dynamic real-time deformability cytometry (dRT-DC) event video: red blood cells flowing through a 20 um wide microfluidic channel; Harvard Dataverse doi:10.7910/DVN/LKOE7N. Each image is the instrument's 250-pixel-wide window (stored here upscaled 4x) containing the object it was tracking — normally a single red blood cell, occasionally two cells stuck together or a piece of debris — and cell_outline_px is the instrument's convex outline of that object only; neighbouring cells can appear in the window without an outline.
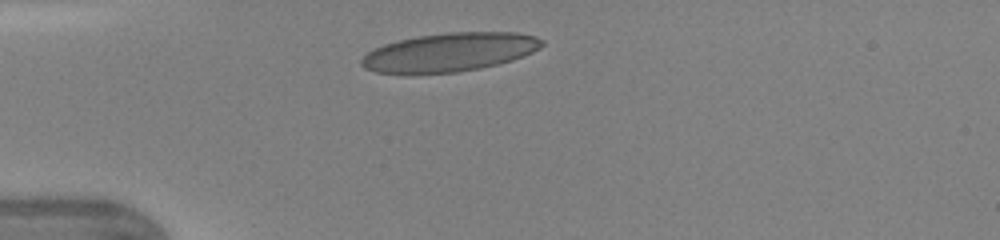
{"species": "human", "species_latin": "Homo sapiens", "temperature_condition": "warm", "stored_images_in_passage": 29, "camera_frame_rate_fps": 3000, "um_per_image_px": 0.085, "donor": {"sex": "female"}, "frame": {"image": 1, "passage_image": 1, "time_ms": 0.0, "image_size_px": [1000, 240], "cell_outline_px": [[544, 44], [540, 48], [532, 52], [512, 60], [480, 68], [456, 72], [376, 72], [364, 68], [360, 64], [360, 60], [368, 52], [384, 44], [400, 40], [420, 36], [448, 32], [516, 32], [536, 36], [544, 40]], "centroid_in_image_um": [38.26, 4.42], "position_along_channel_um": 46.7, "area_um2": 40.0}}
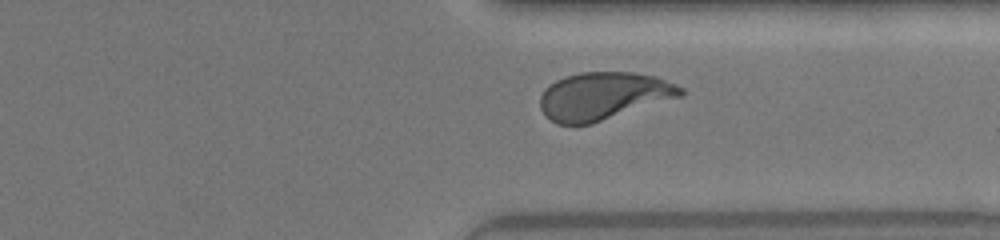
{"frame": {"image": 2, "passage_image": 24, "time_ms": 7.667, "image_size_px": [1000, 240], "cell_outline_px": [[684, 92], [680, 96], [592, 124], [556, 124], [544, 116], [540, 108], [540, 96], [544, 88], [556, 80], [564, 76], [580, 72], [632, 72], [656, 76], [676, 84], [684, 88]], "centroid_in_image_um": [51.25, 8.16], "position_along_channel_um": 360.2, "area_um2": 39.13}}
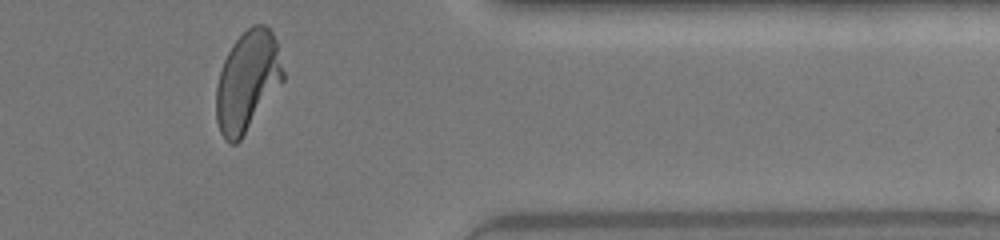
{"frame": {"image": 3, "passage_image": 27, "time_ms": 8.667, "image_size_px": [1000, 240], "cell_outline_px": [[284, 80], [240, 140], [236, 144], [228, 144], [224, 140], [220, 132], [216, 120], [216, 84], [224, 60], [232, 44], [252, 24], [264, 24], [272, 32], [276, 40], [284, 72]], "centroid_in_image_um": [21.02, 6.92], "position_along_channel_um": 390.4, "area_um2": 39.02}, "authors_computed_cell_mechanics": {"area_um2": 39.1306, "velocity_mm_per_s": 4.3687, "shape_relaxation_time_tau1_ms": 4.3415, "shape_relaxation_time_tau2_ms": null, "deformation_change_tau1": 0.1875, "deformation_change_tau2": null}}